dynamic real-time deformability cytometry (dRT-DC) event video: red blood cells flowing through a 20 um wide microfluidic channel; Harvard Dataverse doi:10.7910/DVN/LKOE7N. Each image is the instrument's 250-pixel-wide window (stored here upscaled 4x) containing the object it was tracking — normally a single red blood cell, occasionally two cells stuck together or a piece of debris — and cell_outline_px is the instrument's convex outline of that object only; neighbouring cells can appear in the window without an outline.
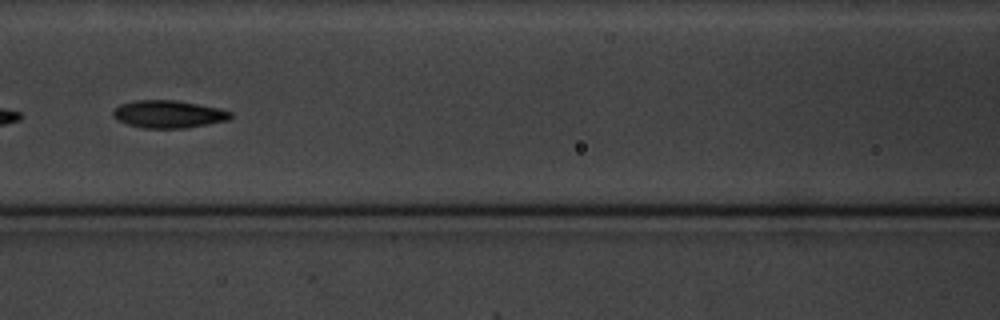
{"species": "common noctule bat (a hibernating species)", "species_latin": "Nyctalus noctula", "temperature_condition": "cold", "stored_images_in_passage": 17, "segment_of_instrument_passage": [1, 2], "camera_frame_rate_fps": 3000, "um_per_image_px": 0.085, "animal": {"sex": "male", "body_mass_g": 20.1, "forearm_length_mm": 53.5}, "frame": {"image": 1, "passage_image": 7, "time_ms": 7.0, "image_size_px": [1000, 320], "cell_outline_px": [[232, 116], [228, 120], [188, 128], [140, 128], [116, 120], [112, 116], [112, 112], [120, 104], [132, 100], [176, 100], [220, 108], [232, 112]], "centroid_in_image_um": [14.3, 9.7], "position_along_channel_um": 152.3, "area_um2": 19.07}}
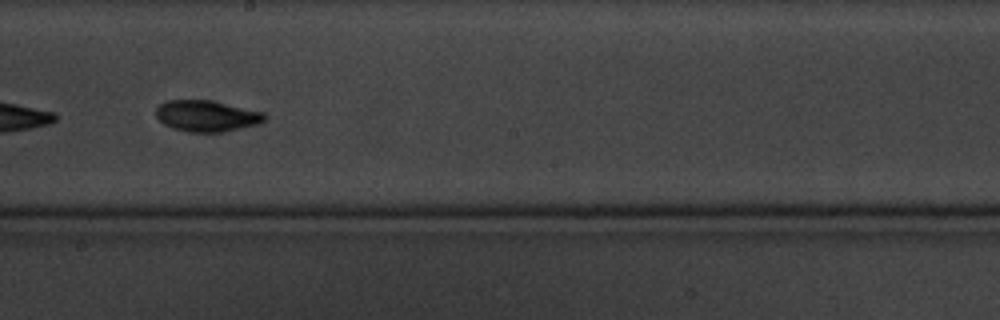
{"frame": {"image": 2, "passage_image": 9, "time_ms": 9.333, "image_size_px": [1000, 320], "cell_outline_px": [[268, 116], [260, 124], [220, 132], [188, 132], [172, 128], [164, 124], [156, 116], [156, 108], [160, 104], [168, 100], [208, 100], [264, 112]], "centroid_in_image_um": [17.57, 9.86], "position_along_channel_um": 230.6, "area_um2": 19.65}}
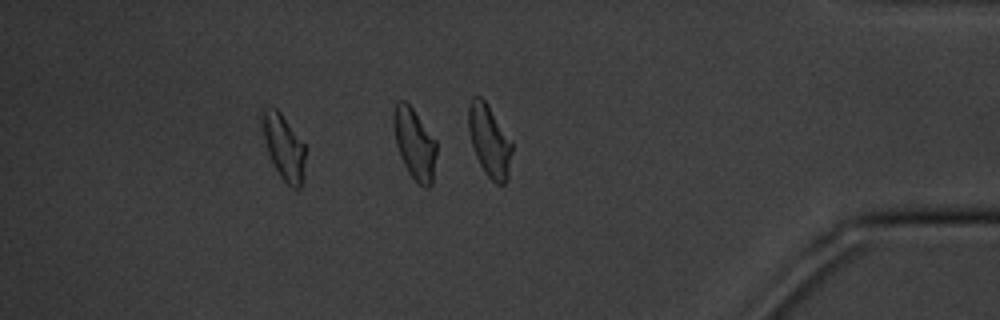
{"frame": {"image": 3, "passage_image": 14, "time_ms": 15.0, "image_size_px": [1000, 320], "cell_outline_px": [[304, 176], [300, 188], [296, 192], [280, 176], [268, 152], [264, 140], [264, 112], [276, 108], [280, 112], [304, 144]], "centroid_in_image_um": [24.18, 12.61], "position_along_channel_um": 411.0, "area_um2": 15.55}}